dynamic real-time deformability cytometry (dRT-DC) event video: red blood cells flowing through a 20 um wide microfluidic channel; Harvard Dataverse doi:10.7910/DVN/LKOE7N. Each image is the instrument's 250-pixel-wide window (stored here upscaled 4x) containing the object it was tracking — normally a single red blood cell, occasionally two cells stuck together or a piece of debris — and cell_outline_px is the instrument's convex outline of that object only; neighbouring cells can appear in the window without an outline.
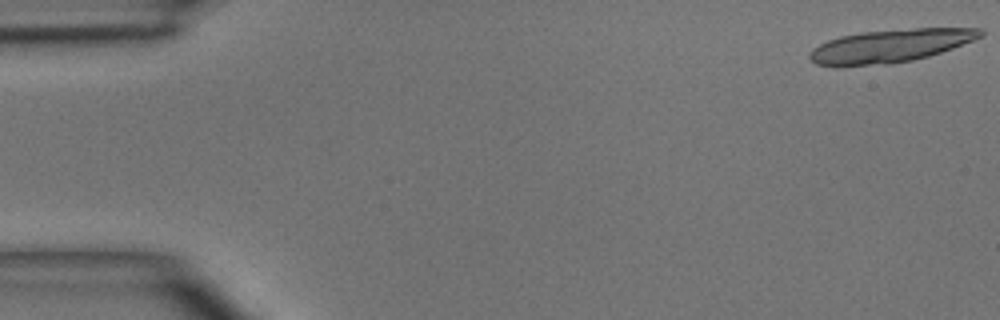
{"species": "common noctule bat (a hibernating species)", "species_latin": "Nyctalus noctula", "temperature_condition": "room temperature", "stored_images_in_passage": 5, "camera_frame_rate_fps": 3000, "um_per_image_px": 0.085, "animal": {"sex": "male", "body_mass_g": 15.6}, "frame": {"image": 1, "passage_image": 1, "time_ms": 0.0, "image_size_px": [1000, 320], "cell_outline_px": [[984, 36], [952, 48], [928, 56], [912, 60], [888, 64], [836, 68], [816, 64], [808, 56], [812, 48], [828, 40], [840, 36], [860, 32], [916, 28], [980, 28], [984, 32]], "centroid_in_image_um": [75.61, 3.92], "position_along_channel_um": 9.4, "area_um2": 33.23}}